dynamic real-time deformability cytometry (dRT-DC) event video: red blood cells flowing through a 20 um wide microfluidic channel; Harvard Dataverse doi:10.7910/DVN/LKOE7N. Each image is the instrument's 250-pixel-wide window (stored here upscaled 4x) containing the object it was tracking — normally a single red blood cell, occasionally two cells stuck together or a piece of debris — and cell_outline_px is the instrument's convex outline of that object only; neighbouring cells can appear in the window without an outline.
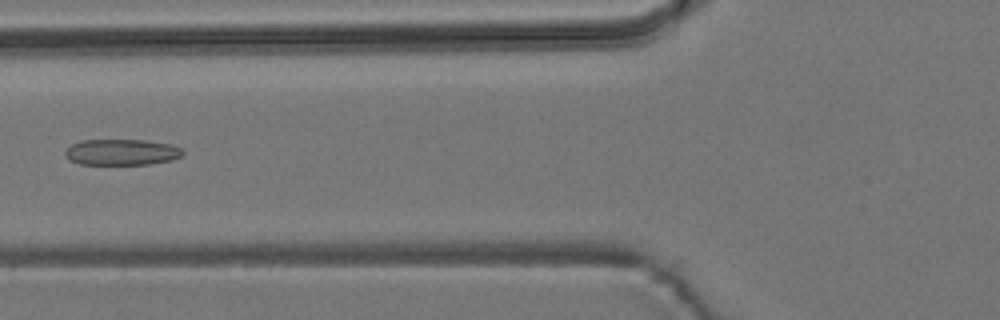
{"species": "common noctule bat (a hibernating species)", "species_latin": "Nyctalus noctula", "temperature_condition": "room temperature", "stored_images_in_passage": 5, "camera_frame_rate_fps": 3000, "um_per_image_px": 0.085, "animal": {"sex": "male", "body_mass_g": 19.2, "forearm_length_mm": 51.8}, "frame": {"image": 1, "passage_image": 5, "time_ms": 1.333, "image_size_px": [1000, 320], "cell_outline_px": [[184, 152], [180, 156], [172, 160], [148, 164], [80, 164], [68, 160], [64, 152], [72, 144], [80, 140], [148, 140], [172, 144], [180, 148]], "centroid_in_image_um": [10.33, 12.93], "position_along_channel_um": 115.5, "area_um2": 17.86}}